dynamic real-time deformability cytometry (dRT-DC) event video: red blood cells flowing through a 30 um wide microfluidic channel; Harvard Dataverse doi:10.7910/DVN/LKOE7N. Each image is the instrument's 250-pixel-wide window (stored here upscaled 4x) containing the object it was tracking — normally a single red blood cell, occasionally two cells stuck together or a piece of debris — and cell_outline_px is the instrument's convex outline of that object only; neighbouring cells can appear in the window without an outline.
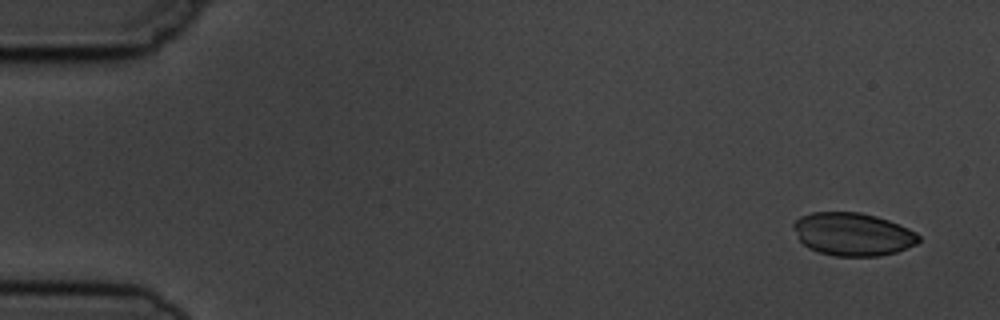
{"species": "common noctule bat (a hibernating species)", "species_latin": "Nyctalus noctula", "temperature_condition": "cold", "stored_images_in_passage": 7, "camera_frame_rate_fps": 3000, "um_per_image_px": 0.085, "animal": {"sex": "male", "body_mass_g": 19.5, "forearm_length_mm": 54.6}, "frame": {"image": 1, "passage_image": 1, "time_ms": 0.0, "image_size_px": [1000, 320], "cell_outline_px": [[920, 240], [916, 244], [896, 252], [880, 256], [832, 256], [808, 248], [800, 240], [792, 224], [800, 216], [812, 212], [860, 212], [876, 216], [888, 220], [908, 228], [916, 232], [920, 236]], "centroid_in_image_um": [72.49, 19.9], "position_along_channel_um": 12.5, "area_um2": 31.33}}